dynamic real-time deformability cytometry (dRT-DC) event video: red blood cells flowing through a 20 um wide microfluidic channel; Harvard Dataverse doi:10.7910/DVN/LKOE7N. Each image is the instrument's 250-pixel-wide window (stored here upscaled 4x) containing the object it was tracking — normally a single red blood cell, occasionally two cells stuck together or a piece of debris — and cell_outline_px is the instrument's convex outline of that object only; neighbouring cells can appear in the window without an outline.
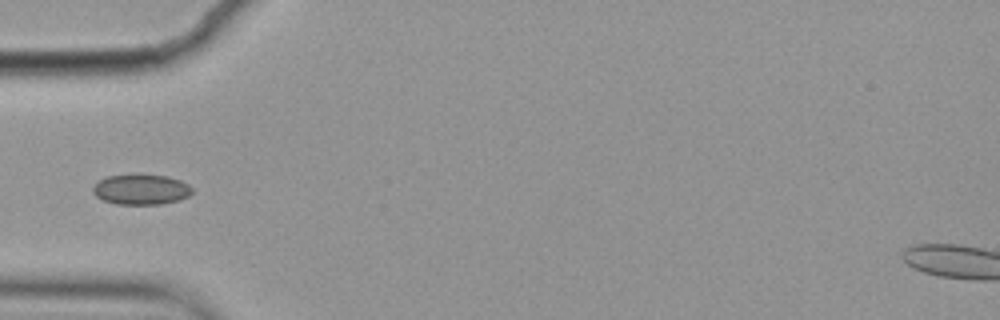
{"species": "common noctule bat (a hibernating species)", "species_latin": "Nyctalus noctula", "temperature_condition": "cold", "stored_images_in_passage": 4, "camera_frame_rate_fps": 3000, "um_per_image_px": 0.085, "animal": {"sex": "female", "body_mass_g": 19.9}, "frame": {"image": 1, "passage_image": 3, "time_ms": 0.667, "image_size_px": [1000, 320], "cell_outline_px": [[192, 192], [188, 196], [180, 200], [160, 204], [116, 204], [104, 200], [96, 196], [92, 192], [92, 188], [100, 180], [108, 176], [168, 176], [180, 180], [188, 184], [192, 188]], "centroid_in_image_um": [12.01, 16.13], "position_along_channel_um": 73.0, "area_um2": 17.11}}
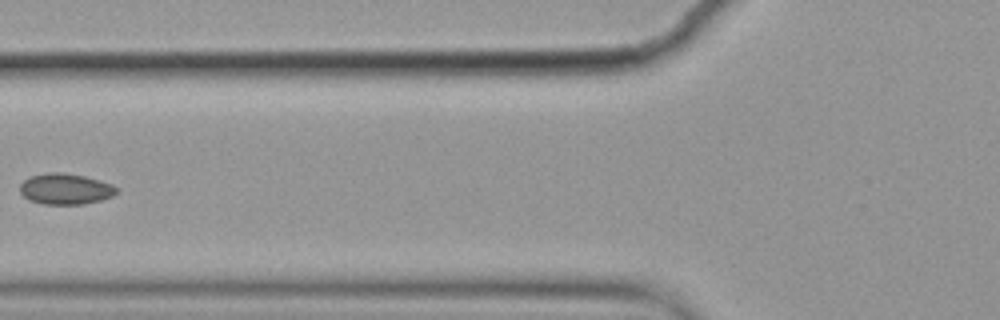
{"frame": {"image": 2, "passage_image": 4, "time_ms": 1.0, "image_size_px": [1000, 320], "cell_outline_px": [[120, 188], [112, 196], [100, 200], [84, 204], [44, 204], [28, 200], [20, 192], [20, 184], [24, 180], [32, 176], [48, 172], [64, 172], [84, 176], [100, 180], [112, 184]], "centroid_in_image_um": [5.57, 16.05], "position_along_channel_um": 120.2, "area_um2": 17.46}}